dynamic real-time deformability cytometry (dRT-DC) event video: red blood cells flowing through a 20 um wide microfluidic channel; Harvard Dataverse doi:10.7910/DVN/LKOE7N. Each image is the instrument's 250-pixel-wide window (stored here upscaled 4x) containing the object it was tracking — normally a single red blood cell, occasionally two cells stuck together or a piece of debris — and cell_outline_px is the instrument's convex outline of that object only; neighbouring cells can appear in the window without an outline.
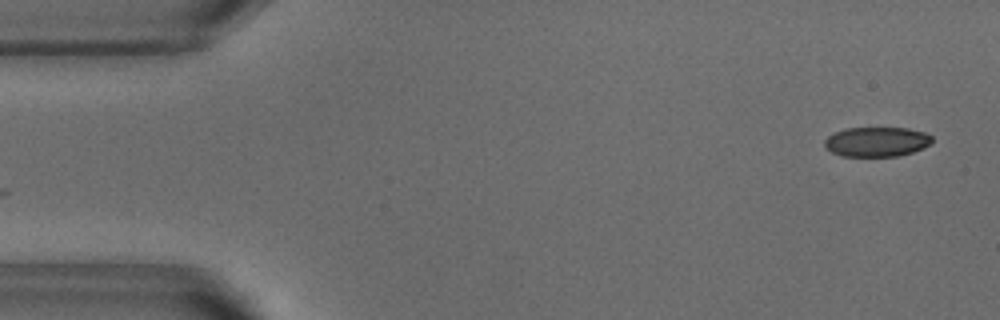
{"species": "common noctule bat (a hibernating species)", "species_latin": "Nyctalus noctula", "temperature_condition": "warm", "stored_images_in_passage": 50, "camera_frame_rate_fps": 3000, "um_per_image_px": 0.085, "animal": {"sex": "male", "body_mass_g": 18.8}, "frame": {"image": 1, "passage_image": 1, "time_ms": 0.0, "image_size_px": [1000, 320], "cell_outline_px": [[932, 140], [924, 148], [912, 152], [896, 156], [844, 156], [832, 152], [824, 144], [824, 140], [828, 136], [836, 132], [848, 128], [908, 128], [924, 132], [932, 136]], "centroid_in_image_um": [74.53, 12.05], "position_along_channel_um": 10.5, "area_um2": 18.38}}
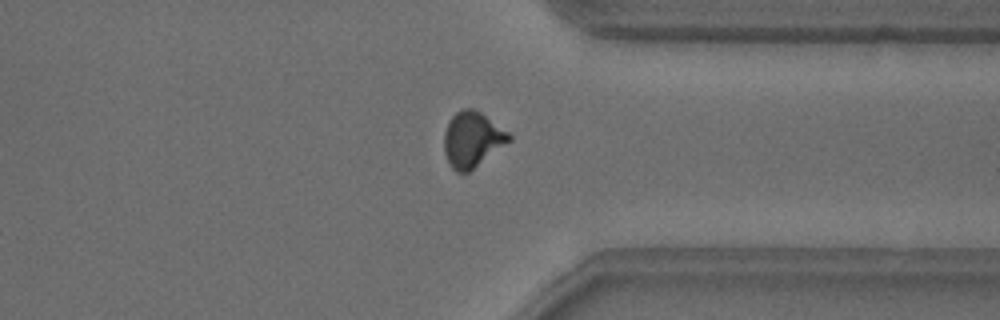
{"frame": {"image": 2, "passage_image": 38, "time_ms": 12.333, "image_size_px": [1000, 320], "cell_outline_px": [[512, 140], [468, 172], [456, 172], [448, 164], [444, 152], [444, 132], [452, 116], [456, 112], [464, 108], [476, 108], [508, 132], [512, 136]], "centroid_in_image_um": [40.14, 11.84], "position_along_channel_um": 371.3, "area_um2": 20.98}}
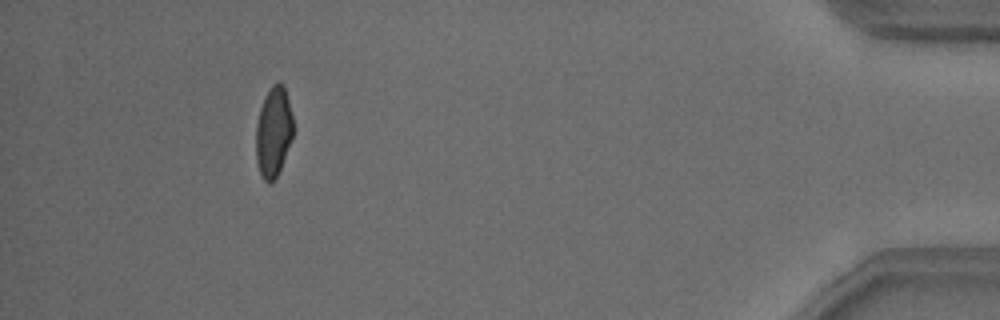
{"frame": {"image": 3, "passage_image": 46, "time_ms": 15.0, "image_size_px": [1000, 320], "cell_outline_px": [[292, 136], [280, 168], [276, 176], [268, 184], [264, 180], [260, 172], [256, 160], [256, 124], [260, 108], [264, 96], [272, 84], [284, 84], [292, 116]], "centroid_in_image_um": [23.22, 11.18], "position_along_channel_um": 412.0, "area_um2": 19.13}, "authors_computed_cell_mechanics": {"area_um2": 20.5479, "velocity_mm_per_s": 3.853, "shape_relaxation_time_tau1_ms": 2.5912, "shape_relaxation_time_tau2_ms": 0.8677, "deformation_change_tau1": 0.1181, "deformation_change_tau2": 0.054}}